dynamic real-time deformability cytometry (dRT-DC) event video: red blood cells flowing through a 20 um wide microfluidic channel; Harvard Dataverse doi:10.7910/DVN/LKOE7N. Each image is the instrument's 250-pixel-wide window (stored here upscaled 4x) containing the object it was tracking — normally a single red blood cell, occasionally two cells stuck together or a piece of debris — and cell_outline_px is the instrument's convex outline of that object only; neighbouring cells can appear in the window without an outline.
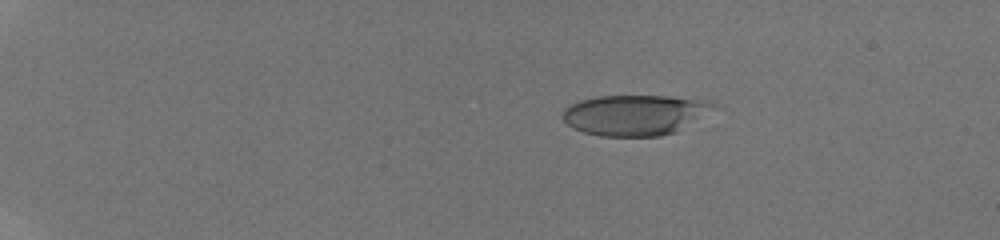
{"species": "human", "species_latin": "Homo sapiens", "temperature_condition": "room temperature", "stored_images_in_passage": 53, "camera_frame_rate_fps": 3000, "um_per_image_px": 0.085, "donor": {"sex": "male"}, "frame": {"image": 1, "passage_image": 12, "time_ms": 3.667, "image_size_px": [1000, 240], "cell_outline_px": [[716, 104], [676, 132], [660, 136], [600, 136], [584, 132], [572, 128], [564, 120], [564, 108], [580, 100], [596, 96], [668, 96], [704, 100]], "centroid_in_image_um": [53.87, 9.77], "position_along_channel_um": 31.1, "area_um2": 34.85}}
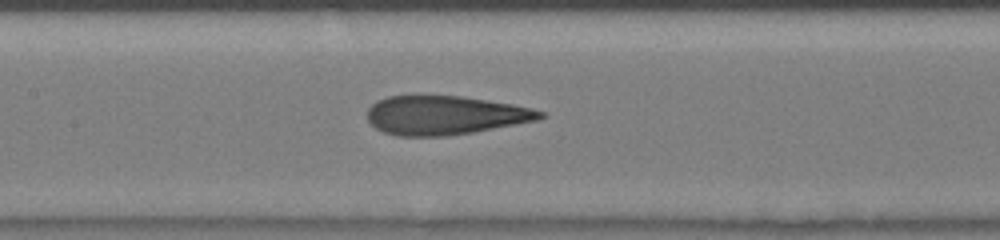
{"frame": {"image": 2, "passage_image": 30, "time_ms": 9.667, "image_size_px": [1000, 240], "cell_outline_px": [[548, 116], [540, 120], [472, 132], [444, 136], [396, 136], [384, 132], [376, 128], [368, 120], [368, 108], [376, 100], [388, 96], [412, 92], [420, 92], [460, 96], [512, 104], [532, 108], [544, 112]], "centroid_in_image_um": [37.79, 9.75], "position_along_channel_um": 169.6, "area_um2": 40.29}}
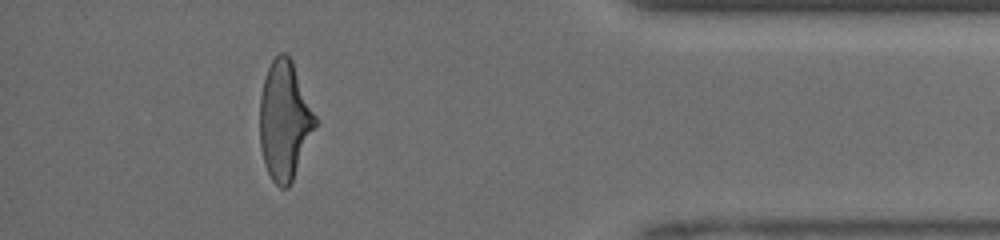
{"frame": {"image": 3, "passage_image": 49, "time_ms": 16.0, "image_size_px": [1000, 240], "cell_outline_px": [[316, 128], [292, 180], [288, 188], [280, 188], [272, 180], [264, 164], [260, 144], [260, 96], [264, 80], [268, 68], [272, 60], [280, 52], [284, 52], [292, 60], [316, 116]], "centroid_in_image_um": [24.18, 10.25], "position_along_channel_um": 411.0, "area_um2": 38.15}, "authors_computed_cell_mechanics": {"area_um2": 38.726, "velocity_mm_per_s": 4.2634, "shape_relaxation_time_tau1_ms": 4.0943, "shape_relaxation_time_tau2_ms": 1.0621, "deformation_change_tau1": 0.1896, "deformation_change_tau2": 0.0997}}